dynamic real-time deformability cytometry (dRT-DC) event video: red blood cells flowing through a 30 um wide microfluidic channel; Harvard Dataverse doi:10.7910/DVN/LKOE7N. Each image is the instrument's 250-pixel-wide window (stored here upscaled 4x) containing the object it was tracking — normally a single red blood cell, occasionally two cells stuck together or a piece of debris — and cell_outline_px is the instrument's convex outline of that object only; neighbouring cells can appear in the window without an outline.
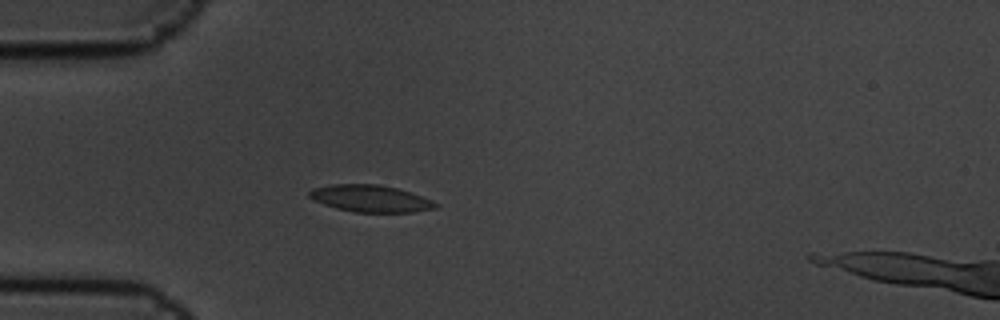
{"species": "common noctule bat (a hibernating species)", "species_latin": "Nyctalus noctula", "temperature_condition": "cold", "stored_images_in_passage": 5, "camera_frame_rate_fps": 3000, "um_per_image_px": 0.085, "animal": {"sex": "male", "body_mass_g": 19.5, "forearm_length_mm": 54.6}, "frame": {"image": 1, "passage_image": 4, "time_ms": 1.0, "image_size_px": [1000, 320], "cell_outline_px": [[440, 204], [436, 208], [412, 212], [352, 212], [336, 208], [324, 204], [308, 196], [308, 192], [312, 188], [332, 184], [380, 184], [412, 192], [432, 200]], "centroid_in_image_um": [31.51, 16.87], "position_along_channel_um": 53.5, "area_um2": 19.88}}